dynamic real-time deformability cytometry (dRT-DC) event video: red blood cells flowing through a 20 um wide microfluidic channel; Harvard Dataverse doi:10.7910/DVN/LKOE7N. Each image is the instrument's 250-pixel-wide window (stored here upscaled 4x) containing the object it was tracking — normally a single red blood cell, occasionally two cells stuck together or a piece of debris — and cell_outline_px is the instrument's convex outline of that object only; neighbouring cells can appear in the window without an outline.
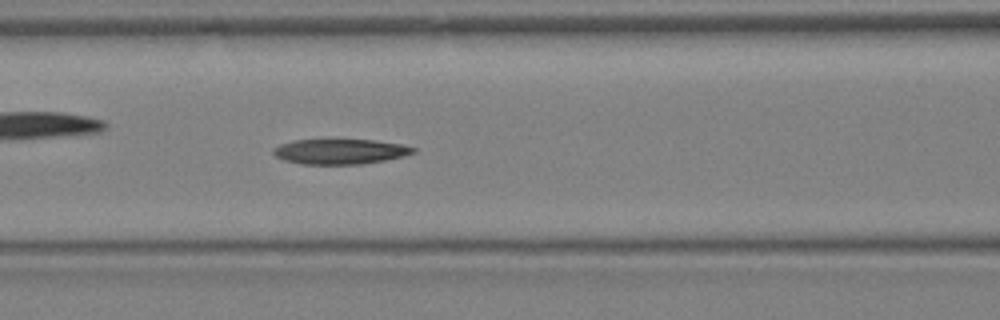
{"species": "Egyptian fruit bat (a non-hibernating species)", "species_latin": "Rousettus aegyptiacus", "temperature_condition": "warm", "stored_images_in_passage": 10, "camera_frame_rate_fps": 3000, "um_per_image_px": 0.085, "animal": {"sex": "female"}, "frame": {"image": 1, "passage_image": 6, "time_ms": 1.667, "image_size_px": [1000, 320], "cell_outline_px": [[416, 152], [404, 156], [384, 160], [360, 164], [300, 164], [284, 160], [276, 156], [272, 152], [272, 148], [280, 144], [292, 140], [376, 140], [400, 144], [416, 148]], "centroid_in_image_um": [28.89, 12.88], "position_along_channel_um": 137.7, "area_um2": 20.46}}
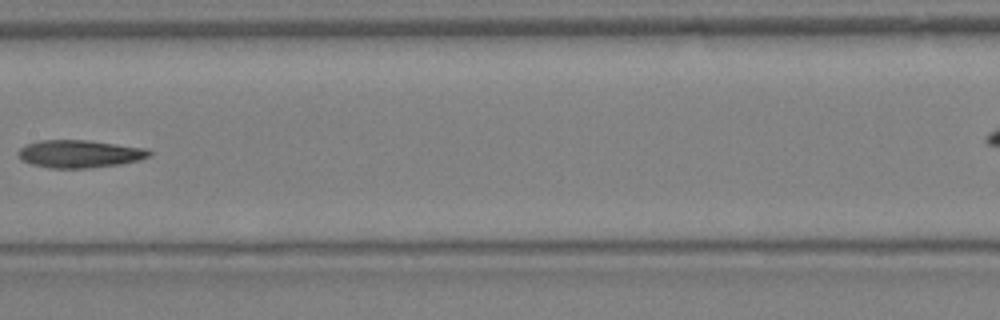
{"frame": {"image": 2, "passage_image": 9, "time_ms": 2.667, "image_size_px": [1000, 320], "cell_outline_px": [[152, 156], [140, 160], [120, 164], [88, 168], [52, 168], [32, 164], [20, 160], [16, 152], [20, 148], [28, 144], [40, 140], [84, 140], [148, 148], [152, 152]], "centroid_in_image_um": [6.78, 13.08], "position_along_channel_um": 200.6, "area_um2": 21.21}}